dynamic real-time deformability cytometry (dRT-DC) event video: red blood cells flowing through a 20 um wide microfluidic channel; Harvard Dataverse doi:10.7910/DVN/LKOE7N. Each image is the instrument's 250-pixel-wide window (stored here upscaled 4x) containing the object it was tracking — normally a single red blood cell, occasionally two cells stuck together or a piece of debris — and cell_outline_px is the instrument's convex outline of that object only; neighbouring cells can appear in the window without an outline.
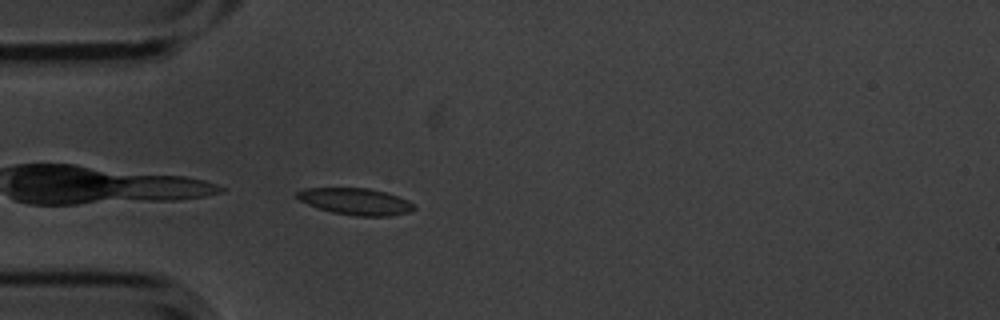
{"species": "common noctule bat (a hibernating species)", "species_latin": "Nyctalus noctula", "temperature_condition": "cold", "stored_images_in_passage": 3, "camera_frame_rate_fps": 3000, "um_per_image_px": 0.085, "animal": {"sex": "male", "body_mass_g": 20.1, "forearm_length_mm": 53.5}, "frame": {"image": 1, "passage_image": 3, "time_ms": 0.667, "image_size_px": [1000, 320], "cell_outline_px": [[416, 208], [408, 212], [388, 216], [356, 216], [332, 212], [308, 204], [300, 200], [296, 196], [296, 192], [304, 188], [368, 188], [384, 192], [408, 200], [416, 204]], "centroid_in_image_um": [30.24, 17.12], "position_along_channel_um": 54.8, "area_um2": 18.03}}